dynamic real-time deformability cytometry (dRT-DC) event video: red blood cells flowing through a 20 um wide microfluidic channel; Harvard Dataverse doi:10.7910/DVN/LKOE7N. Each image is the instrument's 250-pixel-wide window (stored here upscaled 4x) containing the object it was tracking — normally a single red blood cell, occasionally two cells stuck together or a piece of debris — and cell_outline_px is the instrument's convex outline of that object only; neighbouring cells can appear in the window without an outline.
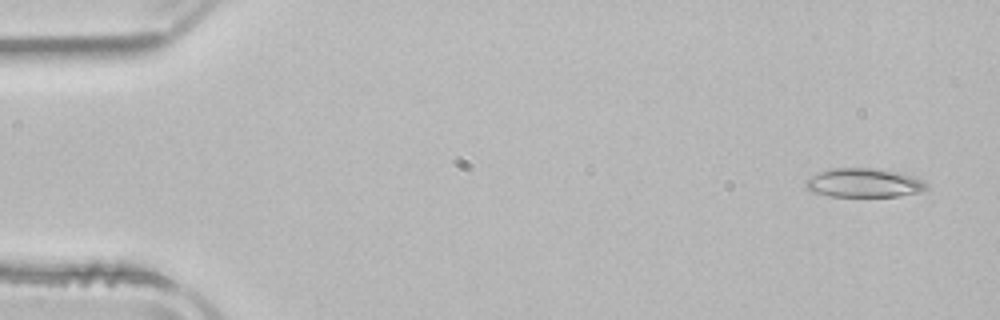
{"species": "common noctule bat (a hibernating species)", "species_latin": "Nyctalus noctula", "temperature_condition": "room temperature", "stored_images_in_passage": 52, "camera_frame_rate_fps": 3000, "um_per_image_px": 0.085, "animal": {"sex": "male", "body_mass_g": 21.5, "forearm_length_mm": 52.0}, "frame": {"image": 1, "passage_image": 3, "time_ms": 0.667, "image_size_px": [1000, 320], "cell_outline_px": [[928, 188], [920, 192], [900, 196], [828, 196], [812, 192], [804, 188], [804, 180], [820, 172], [832, 168], [876, 168], [900, 172], [924, 180], [928, 184]], "centroid_in_image_um": [73.43, 15.54], "position_along_channel_um": 11.6, "area_um2": 20.63}}
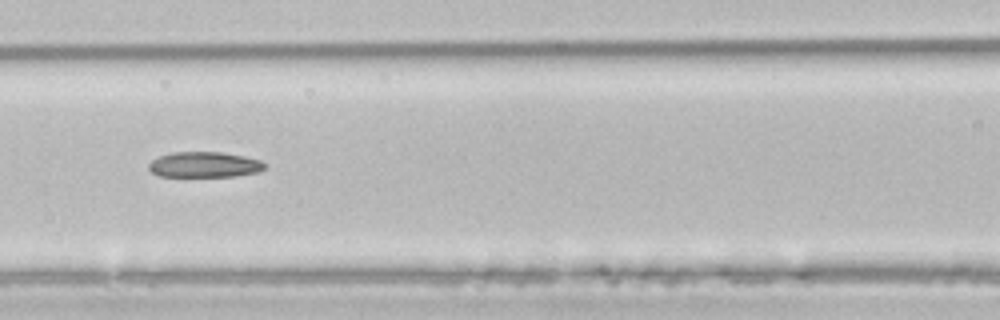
{"frame": {"image": 2, "passage_image": 23, "time_ms": 7.333, "image_size_px": [1000, 320], "cell_outline_px": [[268, 168], [256, 172], [236, 176], [160, 176], [152, 172], [148, 168], [148, 164], [152, 160], [160, 156], [172, 152], [220, 152], [244, 156], [260, 160], [268, 164]], "centroid_in_image_um": [17.41, 13.99], "position_along_channel_um": 149.2, "area_um2": 17.28}}
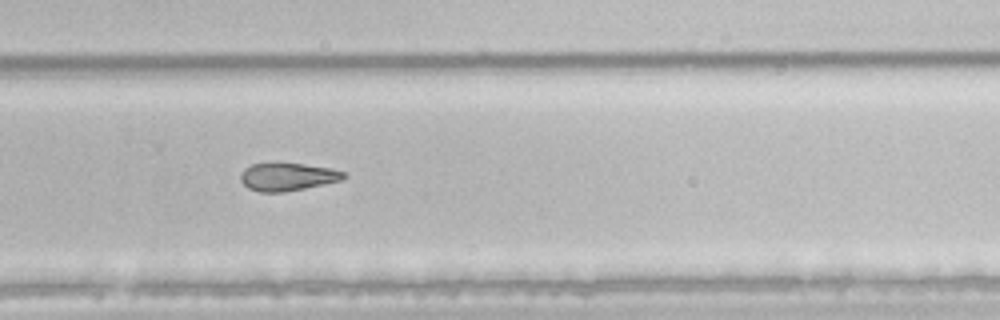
{"frame": {"image": 3, "passage_image": 35, "time_ms": 11.333, "image_size_px": [1000, 320], "cell_outline_px": [[348, 176], [340, 180], [324, 184], [284, 192], [260, 192], [248, 188], [240, 180], [240, 176], [244, 168], [252, 164], [304, 164], [332, 168], [344, 172]], "centroid_in_image_um": [24.44, 15.03], "position_along_channel_um": 305.4, "area_um2": 16.53}, "authors_computed_cell_mechanics": {"area_um2": 19.3919, "velocity_mm_per_s": 3.9174, "shape_relaxation_time_tau1_ms": null, "shape_relaxation_time_tau2_ms": 5.5725, "deformation_change_tau1": null, "deformation_change_tau2": 0.1481}}